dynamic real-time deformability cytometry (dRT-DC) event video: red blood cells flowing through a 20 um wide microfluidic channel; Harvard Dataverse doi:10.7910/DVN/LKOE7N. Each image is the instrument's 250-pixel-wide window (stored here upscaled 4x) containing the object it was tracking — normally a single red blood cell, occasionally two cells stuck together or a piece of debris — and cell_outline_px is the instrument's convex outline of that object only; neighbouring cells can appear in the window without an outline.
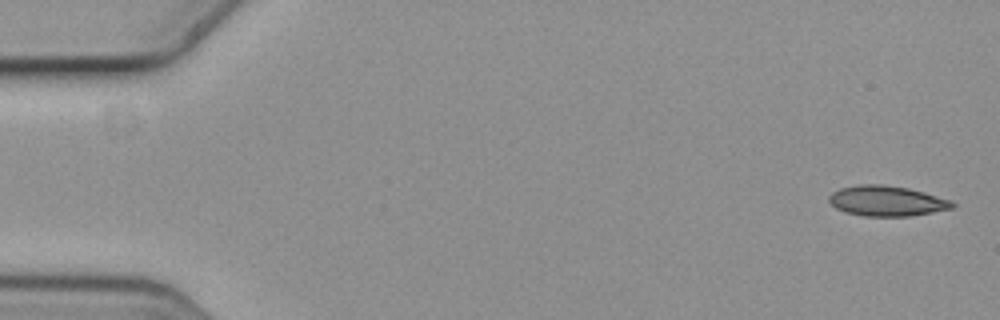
{"species": "common noctule bat (a hibernating species)", "species_latin": "Nyctalus noctula", "temperature_condition": "cold", "stored_images_in_passage": 5, "camera_frame_rate_fps": 3000, "um_per_image_px": 0.085, "animal": {"sex": "female", "body_mass_g": 19.3, "forearm_length_mm": 54.1}, "frame": {"image": 1, "passage_image": 1, "time_ms": 0.0, "image_size_px": [1000, 320], "cell_outline_px": [[956, 204], [952, 208], [912, 216], [864, 216], [844, 212], [836, 208], [828, 200], [828, 196], [832, 192], [840, 188], [860, 184], [880, 184], [908, 188], [924, 192], [952, 200]], "centroid_in_image_um": [75.37, 17.08], "position_along_channel_um": 9.6, "area_um2": 21.85}}
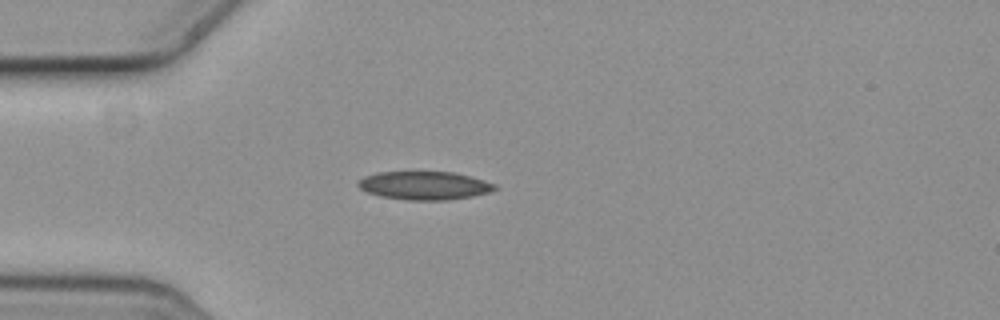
{"frame": {"image": 2, "passage_image": 5, "time_ms": 1.333, "image_size_px": [1000, 320], "cell_outline_px": [[500, 188], [492, 192], [472, 196], [448, 200], [408, 200], [380, 196], [368, 192], [360, 188], [356, 184], [364, 176], [376, 172], [456, 172], [472, 176], [496, 184]], "centroid_in_image_um": [36.13, 15.77], "position_along_channel_um": 48.9, "area_um2": 22.77}}